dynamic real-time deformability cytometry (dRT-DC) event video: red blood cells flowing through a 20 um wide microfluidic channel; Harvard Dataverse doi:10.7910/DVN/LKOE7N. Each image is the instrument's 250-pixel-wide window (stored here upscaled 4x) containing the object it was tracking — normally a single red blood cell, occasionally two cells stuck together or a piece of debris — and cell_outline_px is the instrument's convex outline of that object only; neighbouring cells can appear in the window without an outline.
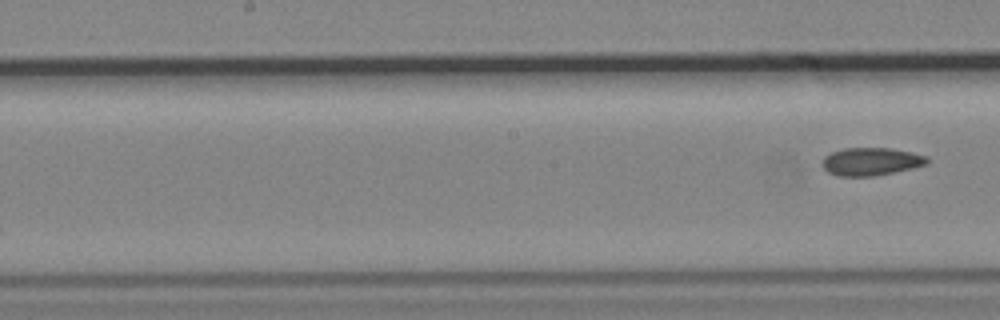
{"species": "common noctule bat (a hibernating species)", "species_latin": "Nyctalus noctula", "temperature_condition": "cold", "stored_images_in_passage": 11, "segment_of_instrument_passage": [2, 2], "camera_frame_rate_fps": 3000, "um_per_image_px": 0.085, "animal": {"sex": "male", "body_mass_g": 19.2, "forearm_length_mm": 51.8}, "frame": {"image": 1, "passage_image": 11, "time_ms": 13.333, "image_size_px": [1000, 320], "cell_outline_px": [[928, 164], [912, 168], [876, 176], [836, 176], [828, 172], [820, 164], [824, 156], [832, 152], [844, 148], [892, 148], [912, 152], [928, 156]], "centroid_in_image_um": [74.03, 13.73], "position_along_channel_um": 174.2, "area_um2": 17.22}}